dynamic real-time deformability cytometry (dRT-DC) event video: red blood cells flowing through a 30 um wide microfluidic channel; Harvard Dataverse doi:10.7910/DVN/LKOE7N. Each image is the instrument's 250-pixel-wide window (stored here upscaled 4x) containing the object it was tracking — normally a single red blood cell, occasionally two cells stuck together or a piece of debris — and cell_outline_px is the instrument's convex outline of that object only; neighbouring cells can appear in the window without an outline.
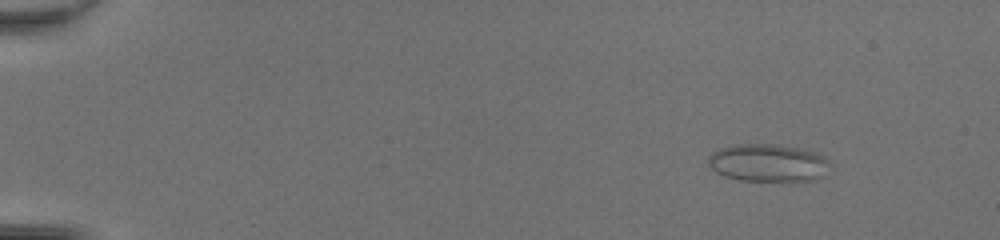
{"species": "common noctule bat (a hibernating species)", "species_latin": "Nyctalus noctula", "temperature_condition": "room temperature", "stored_images_in_passage": 44, "camera_frame_rate_fps": 3000, "um_per_image_px": 0.085, "animal": {"sex": "female", "body_mass_g": 20.0, "forearm_length_mm": 54.0}, "frame": {"image": 1, "passage_image": 1, "time_ms": 0.0, "image_size_px": [1000, 240], "cell_outline_px": [[832, 164], [824, 176], [816, 180], [788, 184], [740, 180], [724, 176], [716, 172], [708, 164], [708, 156], [712, 152], [720, 148], [732, 144], [776, 144], [800, 148], [816, 152], [824, 156]], "centroid_in_image_um": [65.35, 13.89], "position_along_channel_um": 19.7, "area_um2": 28.03}}
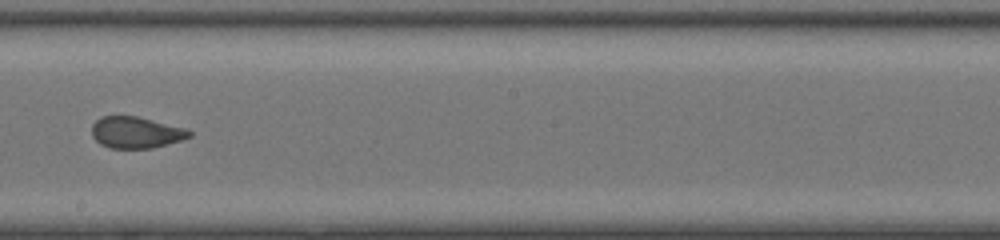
{"frame": {"image": 2, "passage_image": 25, "time_ms": 8.0, "image_size_px": [1000, 240], "cell_outline_px": [[192, 136], [180, 140], [152, 148], [108, 148], [100, 144], [92, 136], [92, 124], [100, 116], [136, 116], [188, 128], [192, 132]], "centroid_in_image_um": [11.56, 11.25], "position_along_channel_um": 236.6, "area_um2": 17.98}}
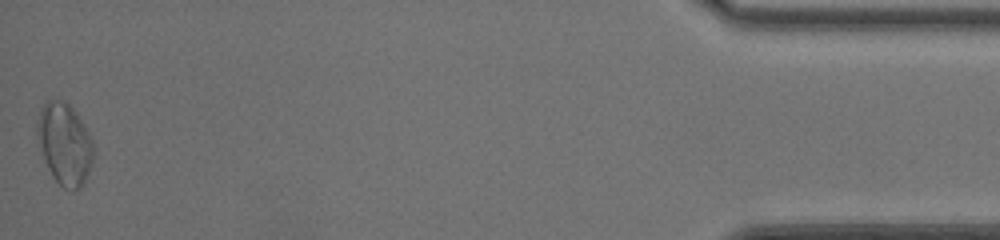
{"frame": {"image": 3, "passage_image": 44, "time_ms": 14.333, "image_size_px": [1000, 240], "cell_outline_px": [[92, 160], [84, 184], [80, 188], [72, 192], [64, 188], [52, 176], [44, 160], [36, 136], [36, 120], [40, 108], [48, 100], [64, 100], [76, 112], [92, 140]], "centroid_in_image_um": [5.45, 12.23], "position_along_channel_um": 429.7, "area_um2": 26.7}, "authors_computed_cell_mechanics": {"area_um2": 19.8254, "velocity_mm_per_s": 4.3366, "shape_relaxation_time_tau1_ms": null, "shape_relaxation_time_tau2_ms": 0.5775, "deformation_change_tau1": null, "deformation_change_tau2": 0.0542}}